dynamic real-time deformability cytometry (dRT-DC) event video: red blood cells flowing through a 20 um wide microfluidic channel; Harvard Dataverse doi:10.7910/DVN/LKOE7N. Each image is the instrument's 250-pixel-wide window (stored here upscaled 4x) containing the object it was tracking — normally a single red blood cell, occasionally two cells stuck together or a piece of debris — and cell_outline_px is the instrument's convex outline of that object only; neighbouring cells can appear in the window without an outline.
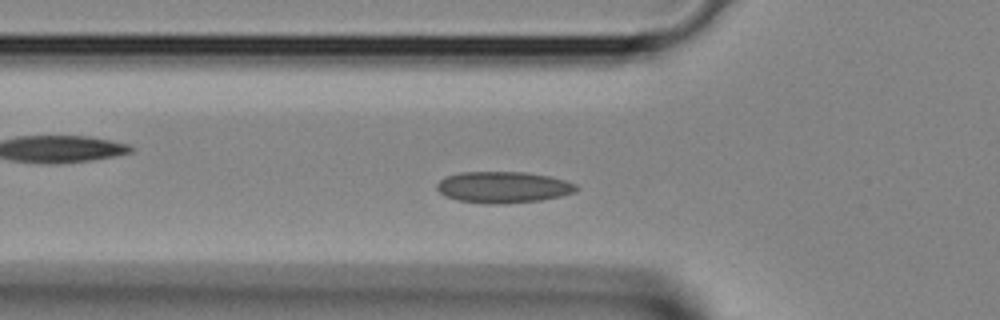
{"species": "Egyptian fruit bat (a non-hibernating species)", "species_latin": "Rousettus aegyptiacus", "temperature_condition": "room temperature", "stored_images_in_passage": 7, "camera_frame_rate_fps": 3000, "um_per_image_px": 0.085, "animal": {"sex": "female"}, "frame": {"image": 1, "passage_image": 5, "time_ms": 1.333, "image_size_px": [1000, 320], "cell_outline_px": [[580, 188], [576, 192], [560, 196], [540, 200], [504, 204], [484, 204], [460, 200], [444, 196], [436, 188], [436, 184], [444, 176], [460, 172], [524, 172], [548, 176], [564, 180], [576, 184]], "centroid_in_image_um": [42.76, 15.91], "position_along_channel_um": 83.0, "area_um2": 25.61}}